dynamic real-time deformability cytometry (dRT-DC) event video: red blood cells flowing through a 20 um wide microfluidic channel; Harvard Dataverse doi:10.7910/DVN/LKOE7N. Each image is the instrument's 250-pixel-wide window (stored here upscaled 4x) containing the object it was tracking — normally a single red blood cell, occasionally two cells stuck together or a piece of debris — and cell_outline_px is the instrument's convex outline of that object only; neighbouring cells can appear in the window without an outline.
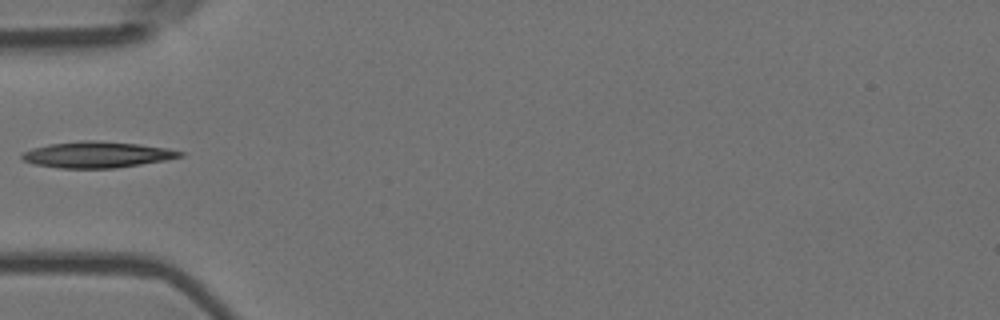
{"species": "Egyptian fruit bat (a non-hibernating species)", "species_latin": "Rousettus aegyptiacus", "temperature_condition": "room temperature", "stored_images_in_passage": 3, "camera_frame_rate_fps": 3000, "um_per_image_px": 0.085, "animal": {"sex": "female"}, "frame": {"image": 1, "passage_image": 2, "time_ms": 0.333, "image_size_px": [1000, 320], "cell_outline_px": [[184, 156], [164, 160], [116, 168], [60, 168], [36, 164], [24, 160], [20, 156], [24, 152], [32, 148], [48, 144], [84, 140], [96, 140], [140, 144], [164, 148], [184, 152]], "centroid_in_image_um": [8.24, 13.14], "position_along_channel_um": 76.8, "area_um2": 23.87}}
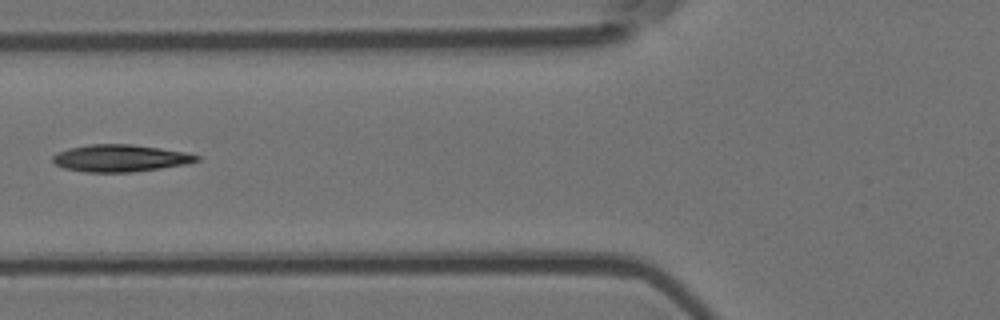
{"frame": {"image": 2, "passage_image": 3, "time_ms": 0.667, "image_size_px": [1000, 320], "cell_outline_px": [[200, 160], [188, 164], [132, 172], [84, 172], [64, 168], [56, 164], [52, 160], [52, 156], [56, 152], [68, 148], [92, 144], [132, 144], [160, 148], [184, 152], [200, 156]], "centroid_in_image_um": [10.21, 13.44], "position_along_channel_um": 115.6, "area_um2": 22.77}}